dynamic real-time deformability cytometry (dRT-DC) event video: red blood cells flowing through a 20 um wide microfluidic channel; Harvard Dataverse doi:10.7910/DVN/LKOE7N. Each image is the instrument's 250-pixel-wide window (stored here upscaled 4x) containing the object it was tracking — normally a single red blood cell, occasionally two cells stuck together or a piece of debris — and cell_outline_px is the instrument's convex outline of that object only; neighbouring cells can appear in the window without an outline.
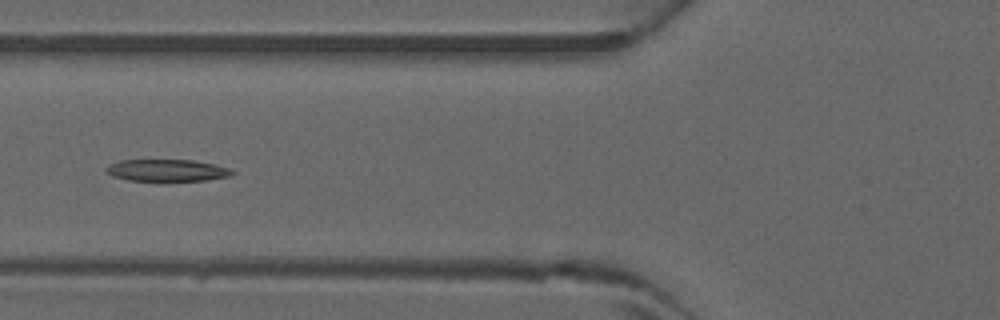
{"species": "common noctule bat (a hibernating species)", "species_latin": "Nyctalus noctula", "temperature_condition": "warm", "stored_images_in_passage": 5, "camera_frame_rate_fps": 3000, "um_per_image_px": 0.085, "animal": {"sex": "male", "forearm_length_mm": 52.5}, "frame": {"image": 1, "passage_image": 5, "time_ms": 1.333, "image_size_px": [1000, 320], "cell_outline_px": [[236, 172], [232, 176], [208, 180], [128, 180], [112, 176], [104, 168], [108, 164], [120, 160], [192, 160], [232, 168]], "centroid_in_image_um": [14.23, 14.47], "position_along_channel_um": 111.6, "area_um2": 16.07}}